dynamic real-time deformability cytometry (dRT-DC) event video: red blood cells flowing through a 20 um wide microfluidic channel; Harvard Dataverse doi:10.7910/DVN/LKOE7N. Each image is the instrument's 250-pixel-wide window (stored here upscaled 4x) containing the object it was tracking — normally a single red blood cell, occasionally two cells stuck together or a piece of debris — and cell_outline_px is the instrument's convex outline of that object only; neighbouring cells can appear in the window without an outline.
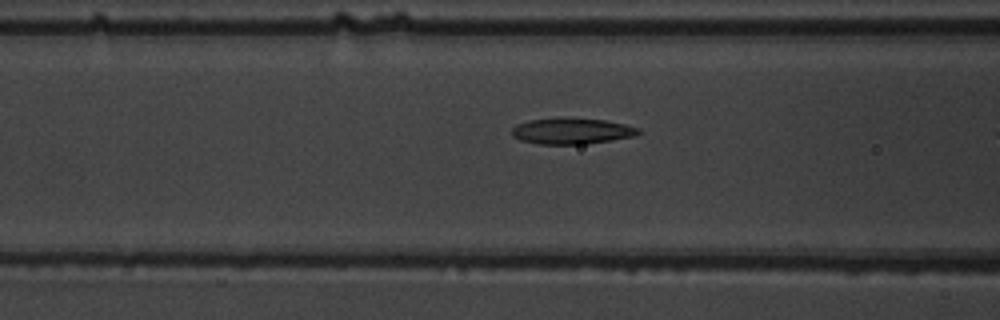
{"species": "common noctule bat (a hibernating species)", "species_latin": "Nyctalus noctula", "temperature_condition": "warm", "stored_images_in_passage": 17, "camera_frame_rate_fps": 3000, "um_per_image_px": 0.085, "animal": {"sex": "male", "body_mass_g": 19.5, "forearm_length_mm": 54.6}, "frame": {"image": 1, "passage_image": 15, "time_ms": 4.667, "image_size_px": [1000, 320], "cell_outline_px": [[640, 132], [636, 136], [588, 144], [540, 144], [520, 140], [512, 136], [512, 128], [516, 124], [528, 120], [564, 116], [568, 116], [604, 120], [624, 124], [640, 128]], "centroid_in_image_um": [48.59, 11.12], "position_along_channel_um": 118.0, "area_um2": 19.71}}